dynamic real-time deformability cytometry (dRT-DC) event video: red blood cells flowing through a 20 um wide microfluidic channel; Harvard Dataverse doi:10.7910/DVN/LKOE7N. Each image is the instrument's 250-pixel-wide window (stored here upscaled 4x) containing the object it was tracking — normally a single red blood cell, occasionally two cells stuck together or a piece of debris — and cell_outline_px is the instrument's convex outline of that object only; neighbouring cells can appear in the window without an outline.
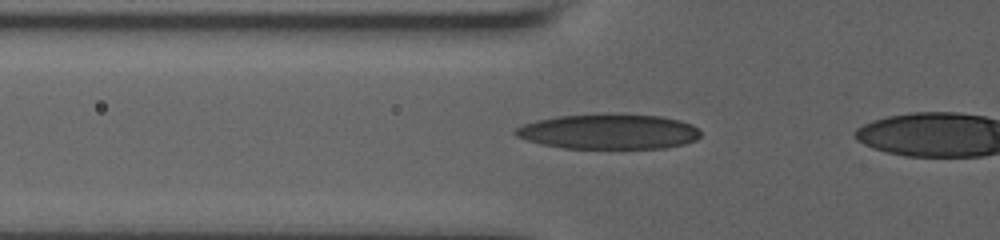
{"species": "human", "species_latin": "Homo sapiens", "temperature_condition": "room temperature", "stored_images_in_passage": 20, "camera_frame_rate_fps": 3000, "um_per_image_px": 0.085, "donor": {"sex": "male"}, "frame": {"image": 1, "passage_image": 19, "time_ms": 6.0, "image_size_px": [1000, 240], "cell_outline_px": [[700, 136], [696, 140], [684, 144], [664, 148], [564, 148], [540, 144], [516, 136], [512, 132], [516, 128], [524, 124], [536, 120], [556, 116], [660, 116], [680, 120], [692, 124], [700, 132]], "centroid_in_image_um": [51.74, 11.22], "position_along_channel_um": 74.1, "area_um2": 36.93}}